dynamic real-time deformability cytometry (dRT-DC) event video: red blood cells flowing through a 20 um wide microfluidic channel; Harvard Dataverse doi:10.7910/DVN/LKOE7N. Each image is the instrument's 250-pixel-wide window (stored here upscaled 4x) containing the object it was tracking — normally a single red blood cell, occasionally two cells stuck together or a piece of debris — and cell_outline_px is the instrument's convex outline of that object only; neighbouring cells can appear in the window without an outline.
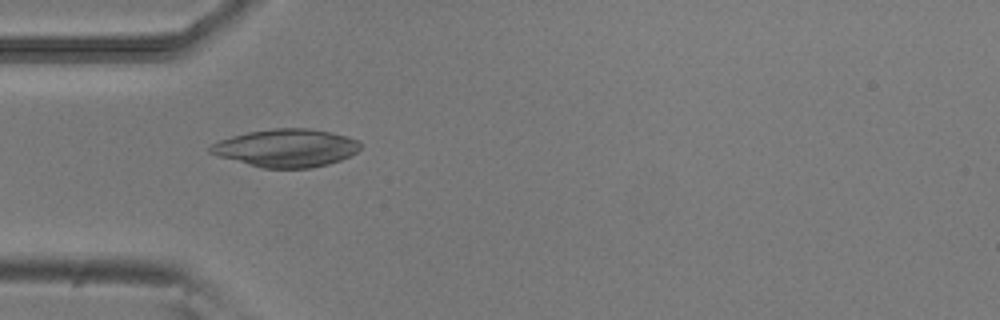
{"species": "common noctule bat (a hibernating species)", "species_latin": "Nyctalus noctula", "temperature_condition": "room temperature", "stored_images_in_passage": 52, "camera_frame_rate_fps": 3000, "um_per_image_px": 0.085, "animal": {"sex": "male", "body_mass_g": 20.5, "forearm_length_mm": 52.5}, "frame": {"image": 1, "passage_image": 16, "time_ms": 5.0, "image_size_px": [1000, 320], "cell_outline_px": [[364, 144], [356, 152], [340, 160], [328, 164], [312, 168], [264, 168], [216, 156], [208, 152], [208, 148], [212, 144], [220, 140], [232, 136], [248, 132], [272, 128], [308, 128], [332, 132], [360, 140]], "centroid_in_image_um": [24.34, 12.57], "position_along_channel_um": 60.7, "area_um2": 33.29}}
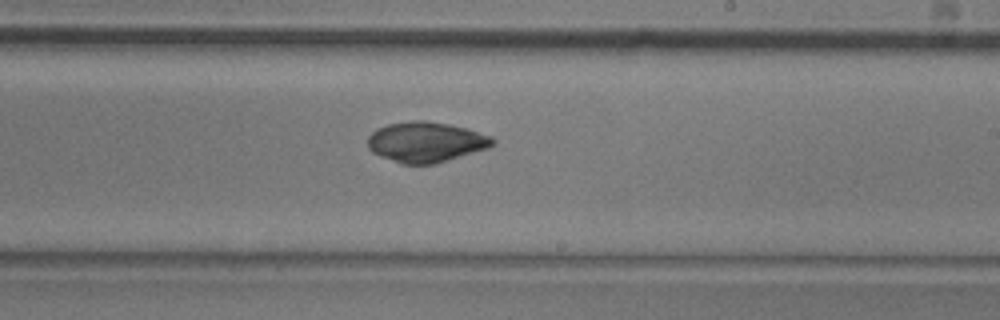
{"frame": {"image": 2, "passage_image": 31, "time_ms": 10.0, "image_size_px": [1000, 320], "cell_outline_px": [[496, 140], [488, 148], [436, 164], [400, 164], [380, 156], [372, 152], [368, 148], [368, 136], [376, 128], [388, 124], [412, 120], [424, 120], [448, 124], [468, 128], [492, 136]], "centroid_in_image_um": [36.2, 12.07], "position_along_channel_um": 252.8, "area_um2": 29.59}}
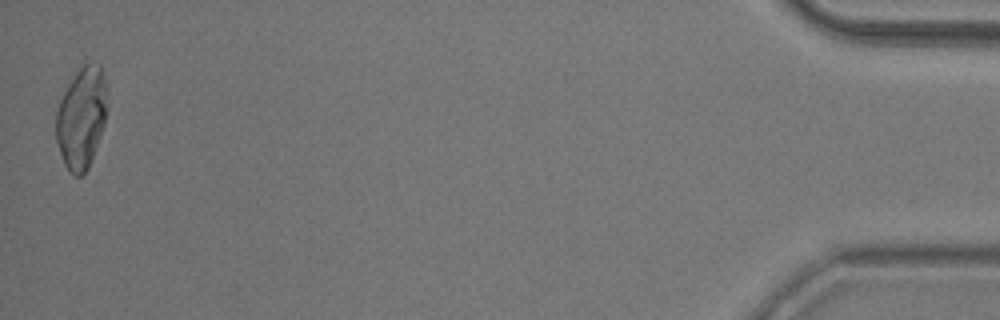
{"frame": {"image": 3, "passage_image": 52, "time_ms": 17.0, "image_size_px": [1000, 320], "cell_outline_px": [[104, 124], [88, 168], [80, 176], [76, 176], [68, 172], [64, 164], [56, 140], [56, 112], [60, 100], [68, 84], [76, 72], [88, 60], [92, 60], [100, 64], [104, 76]], "centroid_in_image_um": [6.88, 10.0], "position_along_channel_um": 428.3, "area_um2": 29.65}, "authors_computed_cell_mechanics": {"area_um2": 29.8537, "velocity_mm_per_s": 3.8674, "shape_relaxation_time_tau1_ms": 8.7474, "shape_relaxation_time_tau2_ms": 1.9907, "deformation_change_tau1": 0.2527, "deformation_change_tau2": 0.0385}}